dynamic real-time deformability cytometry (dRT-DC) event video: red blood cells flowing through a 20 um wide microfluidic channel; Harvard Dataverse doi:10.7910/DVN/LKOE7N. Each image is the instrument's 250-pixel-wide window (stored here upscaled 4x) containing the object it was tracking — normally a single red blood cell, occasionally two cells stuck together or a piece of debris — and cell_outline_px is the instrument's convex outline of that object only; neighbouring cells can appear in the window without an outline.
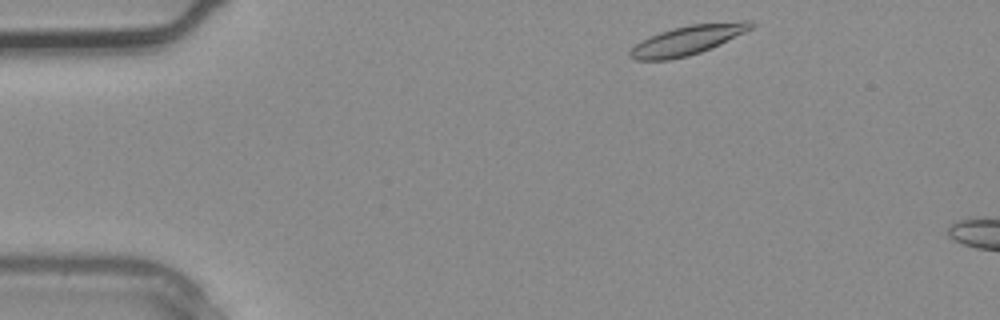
{"species": "common noctule bat (a hibernating species)", "species_latin": "Nyctalus noctula", "temperature_condition": "warm", "stored_images_in_passage": 3, "segment_of_instrument_passage": [2, 2], "camera_frame_rate_fps": 3000, "um_per_image_px": 0.085, "animal": {"sex": "male", "body_mass_g": 20.4}, "frame": {"image": 1, "passage_image": 3, "time_ms": 0.667, "image_size_px": [1000, 320], "cell_outline_px": [[756, 24], [752, 28], [712, 48], [688, 56], [668, 60], [636, 60], [628, 56], [628, 52], [636, 44], [660, 32], [672, 28], [692, 24], [744, 20], [752, 20]], "centroid_in_image_um": [58.48, 3.4], "position_along_channel_um": 26.5, "area_um2": 20.58}}